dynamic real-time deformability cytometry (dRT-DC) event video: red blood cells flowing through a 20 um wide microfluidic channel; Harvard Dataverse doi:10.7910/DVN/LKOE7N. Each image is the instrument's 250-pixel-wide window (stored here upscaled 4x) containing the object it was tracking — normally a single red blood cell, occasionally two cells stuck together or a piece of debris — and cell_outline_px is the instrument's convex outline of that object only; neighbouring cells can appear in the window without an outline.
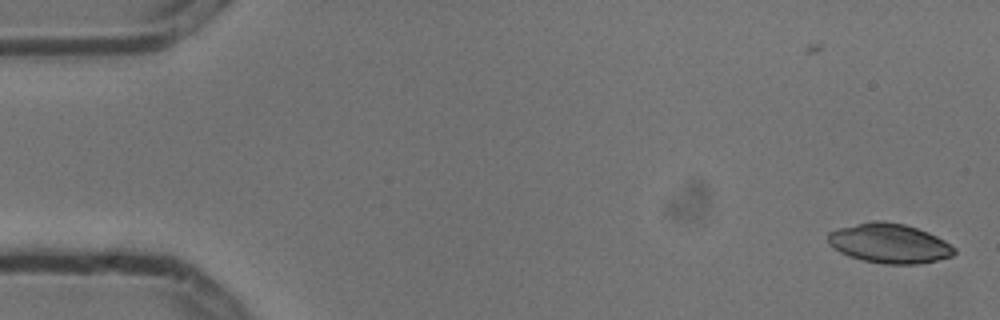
{"species": "common noctule bat (a hibernating species)", "species_latin": "Nyctalus noctula", "temperature_condition": "cold", "stored_images_in_passage": 7, "camera_frame_rate_fps": 3000, "um_per_image_px": 0.085, "animal": {"sex": "male", "body_mass_g": 13.3}, "frame": {"image": 1, "passage_image": 2, "time_ms": 0.333, "image_size_px": [1000, 320], "cell_outline_px": [[956, 252], [952, 256], [920, 264], [884, 264], [864, 260], [848, 256], [840, 252], [828, 244], [828, 232], [836, 228], [872, 220], [884, 220], [904, 224], [928, 232], [944, 240], [956, 248]], "centroid_in_image_um": [75.58, 20.67], "position_along_channel_um": 9.4, "area_um2": 29.3}}
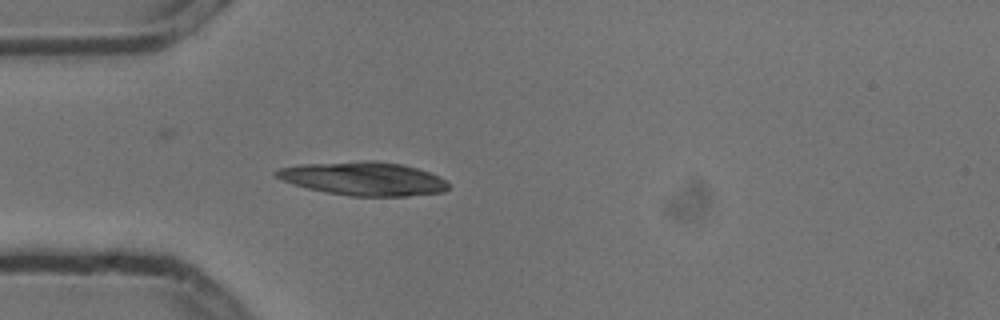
{"frame": {"image": 2, "passage_image": 6, "time_ms": 1.667, "image_size_px": [1000, 320], "cell_outline_px": [[448, 188], [444, 192], [408, 196], [352, 196], [324, 192], [292, 184], [280, 180], [272, 176], [272, 172], [280, 168], [300, 164], [368, 160], [376, 160], [400, 164], [416, 168], [428, 172], [444, 180], [448, 184]], "centroid_in_image_um": [30.82, 15.18], "position_along_channel_um": 54.2, "area_um2": 33.76}}